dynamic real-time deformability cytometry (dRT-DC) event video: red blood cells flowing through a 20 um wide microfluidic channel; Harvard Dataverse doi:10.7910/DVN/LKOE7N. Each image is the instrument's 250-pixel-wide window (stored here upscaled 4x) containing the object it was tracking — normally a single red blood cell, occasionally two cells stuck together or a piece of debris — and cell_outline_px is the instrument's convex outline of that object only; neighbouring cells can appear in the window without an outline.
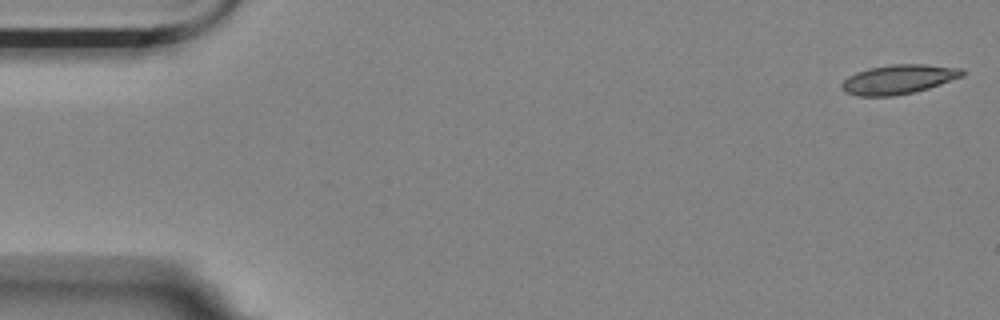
{"species": "Egyptian fruit bat (a non-hibernating species)", "species_latin": "Rousettus aegyptiacus", "temperature_condition": "room temperature", "stored_images_in_passage": 8, "camera_frame_rate_fps": 3000, "um_per_image_px": 0.085, "animal": {"sex": "female"}, "frame": {"image": 1, "passage_image": 1, "time_ms": 0.0, "image_size_px": [1000, 320], "cell_outline_px": [[964, 76], [928, 88], [912, 92], [892, 96], [856, 96], [844, 92], [840, 88], [840, 84], [848, 76], [856, 72], [868, 68], [892, 64], [924, 64], [964, 68]], "centroid_in_image_um": [76.35, 6.74], "position_along_channel_um": 8.7, "area_um2": 20.75}}